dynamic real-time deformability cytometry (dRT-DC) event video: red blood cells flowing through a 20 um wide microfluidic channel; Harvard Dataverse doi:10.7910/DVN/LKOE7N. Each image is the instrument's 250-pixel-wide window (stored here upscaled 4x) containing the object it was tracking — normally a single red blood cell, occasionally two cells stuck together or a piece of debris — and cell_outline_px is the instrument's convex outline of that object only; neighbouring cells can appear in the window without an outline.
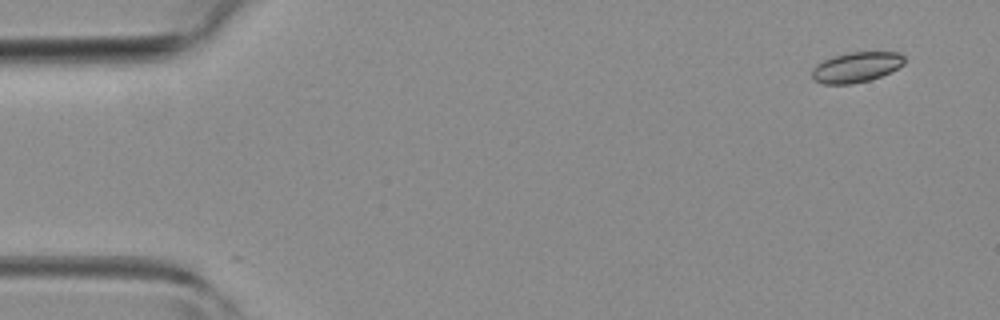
{"species": "common noctule bat (a hibernating species)", "species_latin": "Nyctalus noctula", "temperature_condition": "room temperature", "stored_images_in_passage": 5, "camera_frame_rate_fps": 3000, "um_per_image_px": 0.085, "animal": {"sex": "female", "body_mass_g": 19.3, "forearm_length_mm": 54.1}, "frame": {"image": 1, "passage_image": 1, "time_ms": 0.0, "image_size_px": [1000, 320], "cell_outline_px": [[904, 64], [880, 76], [868, 80], [852, 84], [824, 84], [816, 80], [812, 76], [812, 68], [816, 64], [824, 60], [836, 56], [852, 52], [900, 52], [904, 56]], "centroid_in_image_um": [72.78, 5.71], "position_along_channel_um": 12.2, "area_um2": 16.01}}